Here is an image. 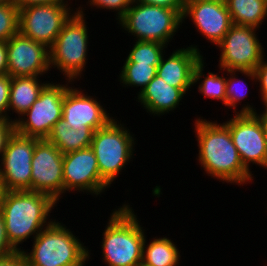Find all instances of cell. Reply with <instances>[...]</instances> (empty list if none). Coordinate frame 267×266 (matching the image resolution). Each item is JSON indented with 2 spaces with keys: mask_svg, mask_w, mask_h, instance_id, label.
I'll use <instances>...</instances> for the list:
<instances>
[{
  "mask_svg": "<svg viewBox=\"0 0 267 266\" xmlns=\"http://www.w3.org/2000/svg\"><path fill=\"white\" fill-rule=\"evenodd\" d=\"M93 133L92 130H74L64 118H60L46 140L65 154L90 147Z\"/></svg>",
  "mask_w": 267,
  "mask_h": 266,
  "instance_id": "obj_21",
  "label": "cell"
},
{
  "mask_svg": "<svg viewBox=\"0 0 267 266\" xmlns=\"http://www.w3.org/2000/svg\"><path fill=\"white\" fill-rule=\"evenodd\" d=\"M17 251L11 246L8 241L5 222L2 213L0 212V259L10 256Z\"/></svg>",
  "mask_w": 267,
  "mask_h": 266,
  "instance_id": "obj_32",
  "label": "cell"
},
{
  "mask_svg": "<svg viewBox=\"0 0 267 266\" xmlns=\"http://www.w3.org/2000/svg\"><path fill=\"white\" fill-rule=\"evenodd\" d=\"M224 124L230 130L243 165L248 170L251 163L267 169V146L257 114H235Z\"/></svg>",
  "mask_w": 267,
  "mask_h": 266,
  "instance_id": "obj_13",
  "label": "cell"
},
{
  "mask_svg": "<svg viewBox=\"0 0 267 266\" xmlns=\"http://www.w3.org/2000/svg\"><path fill=\"white\" fill-rule=\"evenodd\" d=\"M39 140L16 131L9 137L0 159V179L6 191H31V161Z\"/></svg>",
  "mask_w": 267,
  "mask_h": 266,
  "instance_id": "obj_11",
  "label": "cell"
},
{
  "mask_svg": "<svg viewBox=\"0 0 267 266\" xmlns=\"http://www.w3.org/2000/svg\"><path fill=\"white\" fill-rule=\"evenodd\" d=\"M132 2V0H88L87 3H89L93 7H98V9L102 8L107 10H114L115 12H117L116 14L118 15V18L116 19L119 21L124 16Z\"/></svg>",
  "mask_w": 267,
  "mask_h": 266,
  "instance_id": "obj_30",
  "label": "cell"
},
{
  "mask_svg": "<svg viewBox=\"0 0 267 266\" xmlns=\"http://www.w3.org/2000/svg\"><path fill=\"white\" fill-rule=\"evenodd\" d=\"M257 28L233 24L216 46L221 50L219 68L230 71H254L264 59V47L257 39Z\"/></svg>",
  "mask_w": 267,
  "mask_h": 266,
  "instance_id": "obj_9",
  "label": "cell"
},
{
  "mask_svg": "<svg viewBox=\"0 0 267 266\" xmlns=\"http://www.w3.org/2000/svg\"><path fill=\"white\" fill-rule=\"evenodd\" d=\"M67 84L48 83L40 92L38 99L21 115L14 119L15 131L18 134L37 139H47L54 124L62 118L64 94ZM26 116V118H25Z\"/></svg>",
  "mask_w": 267,
  "mask_h": 266,
  "instance_id": "obj_8",
  "label": "cell"
},
{
  "mask_svg": "<svg viewBox=\"0 0 267 266\" xmlns=\"http://www.w3.org/2000/svg\"><path fill=\"white\" fill-rule=\"evenodd\" d=\"M110 215L102 237V261L108 266H139L146 236L134 210L123 204Z\"/></svg>",
  "mask_w": 267,
  "mask_h": 266,
  "instance_id": "obj_3",
  "label": "cell"
},
{
  "mask_svg": "<svg viewBox=\"0 0 267 266\" xmlns=\"http://www.w3.org/2000/svg\"><path fill=\"white\" fill-rule=\"evenodd\" d=\"M262 113L258 115V113L255 112V114H257V116L259 117V119L261 121L262 129H263V133H264V138H265L266 146H267V111L264 109V111Z\"/></svg>",
  "mask_w": 267,
  "mask_h": 266,
  "instance_id": "obj_38",
  "label": "cell"
},
{
  "mask_svg": "<svg viewBox=\"0 0 267 266\" xmlns=\"http://www.w3.org/2000/svg\"><path fill=\"white\" fill-rule=\"evenodd\" d=\"M97 99L84 94L82 89L68 87L64 94L62 118L74 130H92L104 127L112 116Z\"/></svg>",
  "mask_w": 267,
  "mask_h": 266,
  "instance_id": "obj_16",
  "label": "cell"
},
{
  "mask_svg": "<svg viewBox=\"0 0 267 266\" xmlns=\"http://www.w3.org/2000/svg\"><path fill=\"white\" fill-rule=\"evenodd\" d=\"M68 3L66 0H15V5L21 9L32 5Z\"/></svg>",
  "mask_w": 267,
  "mask_h": 266,
  "instance_id": "obj_36",
  "label": "cell"
},
{
  "mask_svg": "<svg viewBox=\"0 0 267 266\" xmlns=\"http://www.w3.org/2000/svg\"><path fill=\"white\" fill-rule=\"evenodd\" d=\"M63 184L64 193L83 191L96 196L110 187L100 176L91 147L63 154Z\"/></svg>",
  "mask_w": 267,
  "mask_h": 266,
  "instance_id": "obj_14",
  "label": "cell"
},
{
  "mask_svg": "<svg viewBox=\"0 0 267 266\" xmlns=\"http://www.w3.org/2000/svg\"><path fill=\"white\" fill-rule=\"evenodd\" d=\"M236 25L260 28L267 17L266 0H224ZM260 25V26H259Z\"/></svg>",
  "mask_w": 267,
  "mask_h": 266,
  "instance_id": "obj_22",
  "label": "cell"
},
{
  "mask_svg": "<svg viewBox=\"0 0 267 266\" xmlns=\"http://www.w3.org/2000/svg\"><path fill=\"white\" fill-rule=\"evenodd\" d=\"M189 89L173 87L156 75L138 94L137 99L148 113L160 116L175 110Z\"/></svg>",
  "mask_w": 267,
  "mask_h": 266,
  "instance_id": "obj_19",
  "label": "cell"
},
{
  "mask_svg": "<svg viewBox=\"0 0 267 266\" xmlns=\"http://www.w3.org/2000/svg\"><path fill=\"white\" fill-rule=\"evenodd\" d=\"M69 3L32 5L19 9V33L50 48L76 12ZM72 12V13H71Z\"/></svg>",
  "mask_w": 267,
  "mask_h": 266,
  "instance_id": "obj_10",
  "label": "cell"
},
{
  "mask_svg": "<svg viewBox=\"0 0 267 266\" xmlns=\"http://www.w3.org/2000/svg\"><path fill=\"white\" fill-rule=\"evenodd\" d=\"M0 266H27L24 255L18 251L10 256L0 259Z\"/></svg>",
  "mask_w": 267,
  "mask_h": 266,
  "instance_id": "obj_35",
  "label": "cell"
},
{
  "mask_svg": "<svg viewBox=\"0 0 267 266\" xmlns=\"http://www.w3.org/2000/svg\"><path fill=\"white\" fill-rule=\"evenodd\" d=\"M7 74L11 77L42 76L50 71L49 48L19 32L7 42Z\"/></svg>",
  "mask_w": 267,
  "mask_h": 266,
  "instance_id": "obj_15",
  "label": "cell"
},
{
  "mask_svg": "<svg viewBox=\"0 0 267 266\" xmlns=\"http://www.w3.org/2000/svg\"><path fill=\"white\" fill-rule=\"evenodd\" d=\"M19 8L0 3V41L7 42L19 32Z\"/></svg>",
  "mask_w": 267,
  "mask_h": 266,
  "instance_id": "obj_28",
  "label": "cell"
},
{
  "mask_svg": "<svg viewBox=\"0 0 267 266\" xmlns=\"http://www.w3.org/2000/svg\"><path fill=\"white\" fill-rule=\"evenodd\" d=\"M56 201L49 195L29 190L6 191L0 212L8 241L18 252V245L34 235V239L54 220L49 219ZM48 221V222H47Z\"/></svg>",
  "mask_w": 267,
  "mask_h": 266,
  "instance_id": "obj_2",
  "label": "cell"
},
{
  "mask_svg": "<svg viewBox=\"0 0 267 266\" xmlns=\"http://www.w3.org/2000/svg\"><path fill=\"white\" fill-rule=\"evenodd\" d=\"M125 62H138L139 64L158 65L161 61L163 49L166 45L156 41H139L134 42Z\"/></svg>",
  "mask_w": 267,
  "mask_h": 266,
  "instance_id": "obj_26",
  "label": "cell"
},
{
  "mask_svg": "<svg viewBox=\"0 0 267 266\" xmlns=\"http://www.w3.org/2000/svg\"><path fill=\"white\" fill-rule=\"evenodd\" d=\"M195 1H200V0H182L184 6L186 4H188V3H192V2H195Z\"/></svg>",
  "mask_w": 267,
  "mask_h": 266,
  "instance_id": "obj_41",
  "label": "cell"
},
{
  "mask_svg": "<svg viewBox=\"0 0 267 266\" xmlns=\"http://www.w3.org/2000/svg\"><path fill=\"white\" fill-rule=\"evenodd\" d=\"M204 58L195 66L193 73V84H197L200 79L205 76L204 80L199 82L198 92L205 97L213 98L221 101L224 105L226 102V77L219 76L216 73L208 72V75L203 74Z\"/></svg>",
  "mask_w": 267,
  "mask_h": 266,
  "instance_id": "obj_24",
  "label": "cell"
},
{
  "mask_svg": "<svg viewBox=\"0 0 267 266\" xmlns=\"http://www.w3.org/2000/svg\"><path fill=\"white\" fill-rule=\"evenodd\" d=\"M263 59L259 65L256 67L254 71H238L242 73V75H245L250 80H254L255 82H260V94H261V100L264 105V107L267 105V62Z\"/></svg>",
  "mask_w": 267,
  "mask_h": 266,
  "instance_id": "obj_29",
  "label": "cell"
},
{
  "mask_svg": "<svg viewBox=\"0 0 267 266\" xmlns=\"http://www.w3.org/2000/svg\"><path fill=\"white\" fill-rule=\"evenodd\" d=\"M183 11L132 2L118 24L139 41H156L168 45L183 23Z\"/></svg>",
  "mask_w": 267,
  "mask_h": 266,
  "instance_id": "obj_6",
  "label": "cell"
},
{
  "mask_svg": "<svg viewBox=\"0 0 267 266\" xmlns=\"http://www.w3.org/2000/svg\"><path fill=\"white\" fill-rule=\"evenodd\" d=\"M39 76L11 77L8 112L21 117L38 99L40 92L49 83H40Z\"/></svg>",
  "mask_w": 267,
  "mask_h": 266,
  "instance_id": "obj_20",
  "label": "cell"
},
{
  "mask_svg": "<svg viewBox=\"0 0 267 266\" xmlns=\"http://www.w3.org/2000/svg\"><path fill=\"white\" fill-rule=\"evenodd\" d=\"M143 243L142 264L145 266H179L180 252L175 243L166 237L153 238ZM147 244V245H146Z\"/></svg>",
  "mask_w": 267,
  "mask_h": 266,
  "instance_id": "obj_23",
  "label": "cell"
},
{
  "mask_svg": "<svg viewBox=\"0 0 267 266\" xmlns=\"http://www.w3.org/2000/svg\"><path fill=\"white\" fill-rule=\"evenodd\" d=\"M194 126L199 148L198 163L208 176L235 185L253 181L254 174L243 165L224 122L218 124L197 118Z\"/></svg>",
  "mask_w": 267,
  "mask_h": 266,
  "instance_id": "obj_1",
  "label": "cell"
},
{
  "mask_svg": "<svg viewBox=\"0 0 267 266\" xmlns=\"http://www.w3.org/2000/svg\"><path fill=\"white\" fill-rule=\"evenodd\" d=\"M7 74V44L0 41V76Z\"/></svg>",
  "mask_w": 267,
  "mask_h": 266,
  "instance_id": "obj_37",
  "label": "cell"
},
{
  "mask_svg": "<svg viewBox=\"0 0 267 266\" xmlns=\"http://www.w3.org/2000/svg\"><path fill=\"white\" fill-rule=\"evenodd\" d=\"M202 58L197 46L176 49L167 59L162 56L156 75L173 87L191 88L194 68Z\"/></svg>",
  "mask_w": 267,
  "mask_h": 266,
  "instance_id": "obj_18",
  "label": "cell"
},
{
  "mask_svg": "<svg viewBox=\"0 0 267 266\" xmlns=\"http://www.w3.org/2000/svg\"><path fill=\"white\" fill-rule=\"evenodd\" d=\"M141 4H152L155 6L166 7L169 9H184L182 0H132Z\"/></svg>",
  "mask_w": 267,
  "mask_h": 266,
  "instance_id": "obj_34",
  "label": "cell"
},
{
  "mask_svg": "<svg viewBox=\"0 0 267 266\" xmlns=\"http://www.w3.org/2000/svg\"><path fill=\"white\" fill-rule=\"evenodd\" d=\"M117 121L111 119L97 129L90 146L95 153L100 176L109 186L132 159L136 144L134 135Z\"/></svg>",
  "mask_w": 267,
  "mask_h": 266,
  "instance_id": "obj_7",
  "label": "cell"
},
{
  "mask_svg": "<svg viewBox=\"0 0 267 266\" xmlns=\"http://www.w3.org/2000/svg\"><path fill=\"white\" fill-rule=\"evenodd\" d=\"M31 166V191L47 194L58 202L64 193L62 152L41 139L35 144Z\"/></svg>",
  "mask_w": 267,
  "mask_h": 266,
  "instance_id": "obj_12",
  "label": "cell"
},
{
  "mask_svg": "<svg viewBox=\"0 0 267 266\" xmlns=\"http://www.w3.org/2000/svg\"><path fill=\"white\" fill-rule=\"evenodd\" d=\"M0 3H3V4H15V0H0Z\"/></svg>",
  "mask_w": 267,
  "mask_h": 266,
  "instance_id": "obj_40",
  "label": "cell"
},
{
  "mask_svg": "<svg viewBox=\"0 0 267 266\" xmlns=\"http://www.w3.org/2000/svg\"><path fill=\"white\" fill-rule=\"evenodd\" d=\"M158 65L139 64L138 62H124L119 75L123 86L140 87L141 91L156 76ZM142 87V88H141Z\"/></svg>",
  "mask_w": 267,
  "mask_h": 266,
  "instance_id": "obj_25",
  "label": "cell"
},
{
  "mask_svg": "<svg viewBox=\"0 0 267 266\" xmlns=\"http://www.w3.org/2000/svg\"><path fill=\"white\" fill-rule=\"evenodd\" d=\"M56 219L35 238L30 253L22 249L27 266H84L88 248Z\"/></svg>",
  "mask_w": 267,
  "mask_h": 266,
  "instance_id": "obj_4",
  "label": "cell"
},
{
  "mask_svg": "<svg viewBox=\"0 0 267 266\" xmlns=\"http://www.w3.org/2000/svg\"><path fill=\"white\" fill-rule=\"evenodd\" d=\"M10 87L11 76L9 74L0 76V119L14 121L8 113Z\"/></svg>",
  "mask_w": 267,
  "mask_h": 266,
  "instance_id": "obj_31",
  "label": "cell"
},
{
  "mask_svg": "<svg viewBox=\"0 0 267 266\" xmlns=\"http://www.w3.org/2000/svg\"><path fill=\"white\" fill-rule=\"evenodd\" d=\"M82 7L66 22L49 48V65L62 72L66 80L81 78L88 54V27ZM80 76V77H79Z\"/></svg>",
  "mask_w": 267,
  "mask_h": 266,
  "instance_id": "obj_5",
  "label": "cell"
},
{
  "mask_svg": "<svg viewBox=\"0 0 267 266\" xmlns=\"http://www.w3.org/2000/svg\"><path fill=\"white\" fill-rule=\"evenodd\" d=\"M5 192H6V189L4 187L3 182L0 179V208H1L2 203H3V198H4V195H5Z\"/></svg>",
  "mask_w": 267,
  "mask_h": 266,
  "instance_id": "obj_39",
  "label": "cell"
},
{
  "mask_svg": "<svg viewBox=\"0 0 267 266\" xmlns=\"http://www.w3.org/2000/svg\"><path fill=\"white\" fill-rule=\"evenodd\" d=\"M190 17L199 33L216 46L233 25L224 0H200L184 6L182 21Z\"/></svg>",
  "mask_w": 267,
  "mask_h": 266,
  "instance_id": "obj_17",
  "label": "cell"
},
{
  "mask_svg": "<svg viewBox=\"0 0 267 266\" xmlns=\"http://www.w3.org/2000/svg\"><path fill=\"white\" fill-rule=\"evenodd\" d=\"M15 131L14 121H7L0 119V159L6 148L9 137Z\"/></svg>",
  "mask_w": 267,
  "mask_h": 266,
  "instance_id": "obj_33",
  "label": "cell"
},
{
  "mask_svg": "<svg viewBox=\"0 0 267 266\" xmlns=\"http://www.w3.org/2000/svg\"><path fill=\"white\" fill-rule=\"evenodd\" d=\"M227 72L230 76H228L229 78L226 77V102H225V106H229L231 109L233 108V112L235 114H255L256 112V108H253V106H251L250 104L247 103V105L243 106L240 110L237 112V110L235 109L238 105V103L240 104L241 100H243L246 96H248V90L246 89V91L244 90V92H241L242 87L240 86L243 84V80L238 79V77H236V70H230V71H225ZM241 83V84H240ZM247 83H244V86L246 87ZM240 88V91H239Z\"/></svg>",
  "mask_w": 267,
  "mask_h": 266,
  "instance_id": "obj_27",
  "label": "cell"
}]
</instances>
